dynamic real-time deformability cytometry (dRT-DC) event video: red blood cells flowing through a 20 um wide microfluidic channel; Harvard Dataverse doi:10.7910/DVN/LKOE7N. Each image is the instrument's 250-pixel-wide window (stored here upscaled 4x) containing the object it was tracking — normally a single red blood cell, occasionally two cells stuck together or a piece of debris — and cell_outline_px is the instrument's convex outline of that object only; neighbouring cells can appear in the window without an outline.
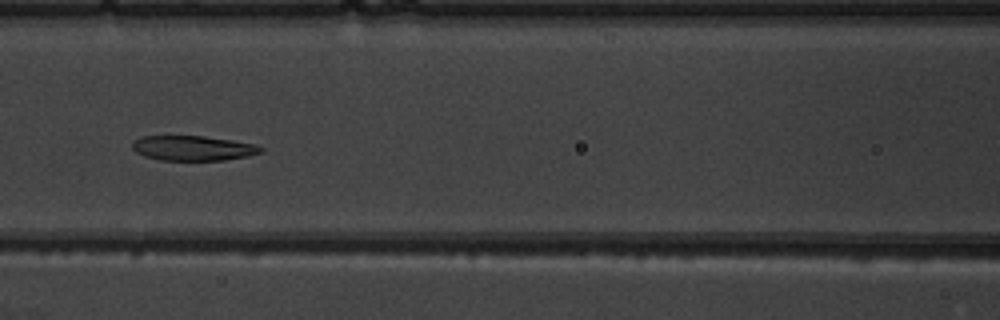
{"species": "common noctule bat (a hibernating species)", "species_latin": "Nyctalus noctula", "temperature_condition": "warm", "stored_images_in_passage": 8, "camera_frame_rate_fps": 3000, "um_per_image_px": 0.085, "animal": {"sex": "male", "body_mass_g": 19.5, "forearm_length_mm": 54.6}, "frame": {"image": 1, "passage_image": 7, "time_ms": 8.0, "image_size_px": [1000, 320], "cell_outline_px": [[264, 152], [248, 156], [224, 160], [160, 160], [144, 156], [136, 152], [132, 148], [132, 140], [140, 136], [204, 136], [232, 140], [256, 144], [264, 148]], "centroid_in_image_um": [16.41, 12.59], "position_along_channel_um": 150.2, "area_um2": 18.84}}
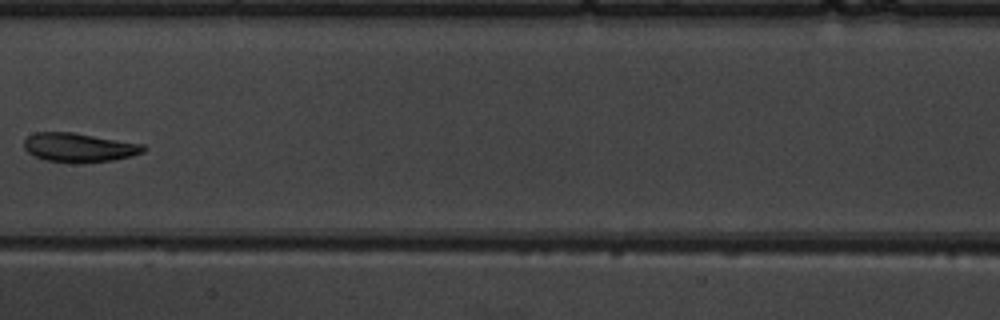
{"frame": {"image": 2, "passage_image": 8, "time_ms": 9.333, "image_size_px": [1000, 320], "cell_outline_px": [[148, 148], [144, 152], [132, 156], [112, 160], [44, 160], [32, 156], [24, 148], [24, 140], [32, 132], [72, 132], [144, 144]], "centroid_in_image_um": [6.72, 12.49], "position_along_channel_um": 200.7, "area_um2": 19.59}}